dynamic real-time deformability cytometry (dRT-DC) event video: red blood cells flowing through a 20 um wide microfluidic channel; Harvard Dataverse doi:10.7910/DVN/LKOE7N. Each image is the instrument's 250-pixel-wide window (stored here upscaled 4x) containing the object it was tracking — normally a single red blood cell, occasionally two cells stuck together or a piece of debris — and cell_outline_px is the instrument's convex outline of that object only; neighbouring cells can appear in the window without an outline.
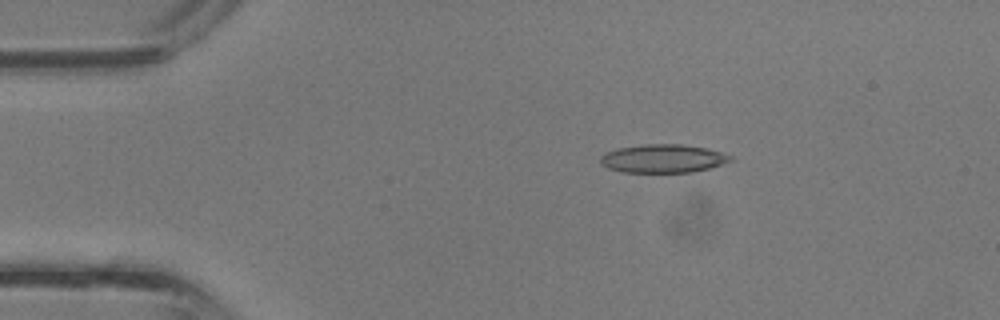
{"species": "common noctule bat (a hibernating species)", "species_latin": "Nyctalus noctula", "temperature_condition": "room temperature", "stored_images_in_passage": 32, "camera_frame_rate_fps": 3000, "um_per_image_px": 0.085, "animal": {"sex": "male", "body_mass_g": 13.3}, "frame": {"image": 1, "passage_image": 1, "time_ms": 0.0, "image_size_px": [1000, 320], "cell_outline_px": [[736, 160], [708, 168], [692, 172], [624, 172], [608, 168], [600, 164], [600, 156], [604, 152], [616, 148], [644, 144], [680, 144], [708, 148], [732, 156]], "centroid_in_image_um": [56.34, 13.47], "position_along_channel_um": 28.7, "area_um2": 21.68}}
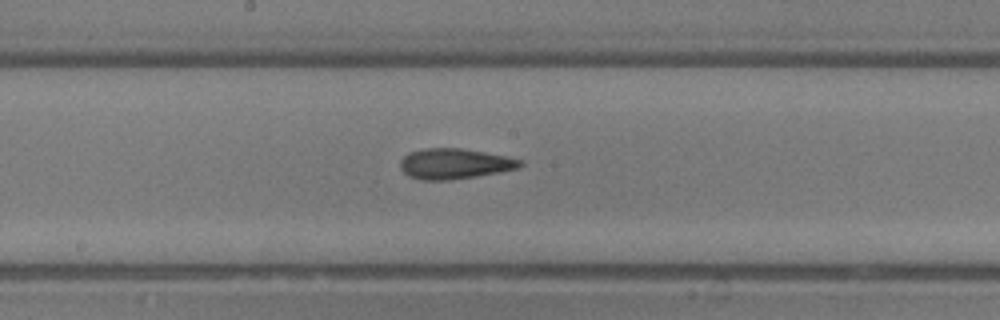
{"frame": {"image": 2, "passage_image": 14, "time_ms": 4.333, "image_size_px": [1000, 320], "cell_outline_px": [[524, 164], [516, 168], [500, 172], [476, 176], [448, 180], [420, 180], [408, 176], [400, 168], [400, 160], [408, 152], [424, 148], [460, 148], [484, 152], [524, 160]], "centroid_in_image_um": [38.6, 13.91], "position_along_channel_um": 209.6, "area_um2": 21.27}}
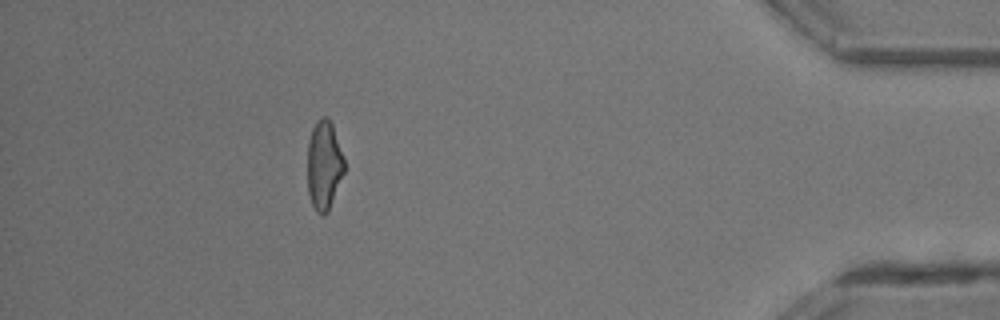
{"frame": {"image": 3, "passage_image": 28, "time_ms": 9.0, "image_size_px": [1000, 320], "cell_outline_px": [[344, 172], [328, 212], [324, 216], [320, 216], [316, 212], [312, 204], [308, 192], [308, 140], [312, 128], [316, 120], [320, 116], [328, 116], [332, 124], [344, 156]], "centroid_in_image_um": [27.54, 14.02], "position_along_channel_um": 407.7, "area_um2": 19.36}}